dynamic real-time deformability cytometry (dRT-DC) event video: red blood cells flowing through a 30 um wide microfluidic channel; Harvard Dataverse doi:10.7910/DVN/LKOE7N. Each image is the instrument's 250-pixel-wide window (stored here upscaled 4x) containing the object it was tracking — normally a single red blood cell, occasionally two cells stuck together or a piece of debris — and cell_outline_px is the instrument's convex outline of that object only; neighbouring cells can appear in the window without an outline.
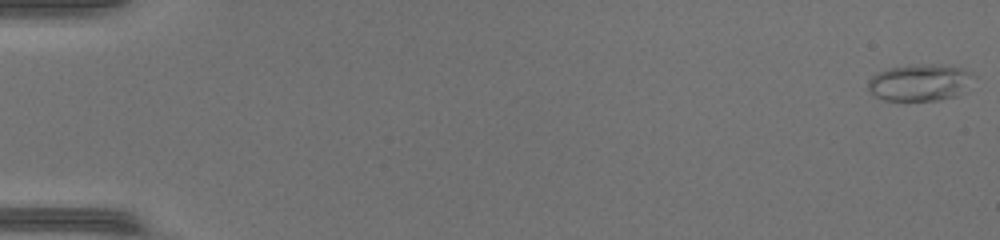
{"species": "common noctule bat (a hibernating species)", "species_latin": "Nyctalus noctula", "temperature_condition": "warm", "stored_images_in_passage": 40, "camera_frame_rate_fps": 3000, "um_per_image_px": 0.085, "animal": {"sex": "female", "body_mass_g": 17.0, "forearm_length_mm": 48.0}, "frame": {"image": 1, "passage_image": 1, "time_ms": 0.0, "image_size_px": [1000, 240], "cell_outline_px": [[976, 76], [956, 96], [936, 100], [884, 100], [876, 96], [868, 88], [868, 80], [872, 76], [888, 68], [920, 64], [940, 64], [964, 68], [972, 72]], "centroid_in_image_um": [78.2, 6.99], "position_along_channel_um": 6.8, "area_um2": 22.43}}
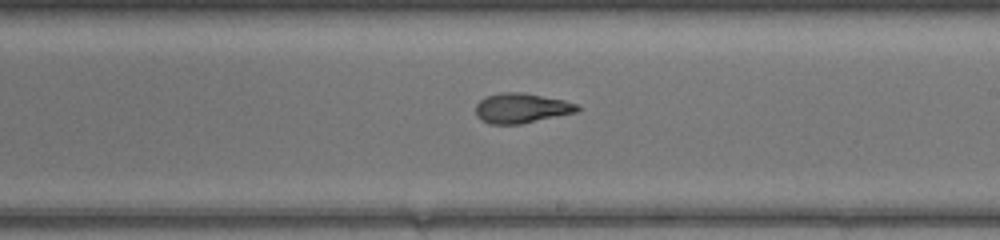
{"frame": {"image": 2, "passage_image": 30, "time_ms": 9.667, "image_size_px": [1000, 240], "cell_outline_px": [[580, 108], [576, 112], [520, 124], [488, 124], [480, 120], [476, 116], [476, 104], [484, 96], [500, 92], [524, 92], [564, 100], [576, 104]], "centroid_in_image_um": [44.26, 9.18], "position_along_channel_um": 244.7, "area_um2": 17.8}}
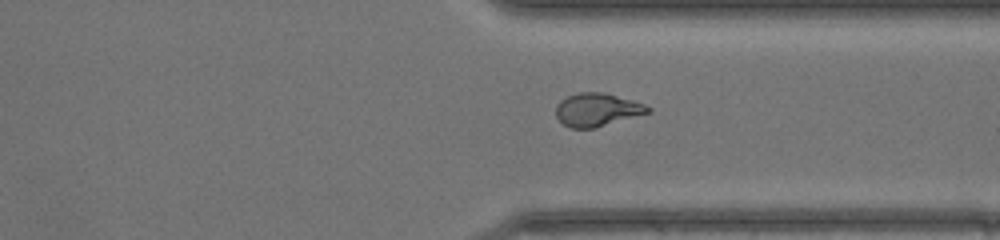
{"frame": {"image": 3, "passage_image": 38, "time_ms": 12.333, "image_size_px": [1000, 240], "cell_outline_px": [[652, 112], [596, 128], [572, 128], [564, 124], [556, 116], [556, 104], [560, 100], [568, 96], [580, 92], [604, 92], [632, 100], [644, 104], [652, 108]], "centroid_in_image_um": [50.78, 9.33], "position_along_channel_um": 360.6, "area_um2": 17.86}}